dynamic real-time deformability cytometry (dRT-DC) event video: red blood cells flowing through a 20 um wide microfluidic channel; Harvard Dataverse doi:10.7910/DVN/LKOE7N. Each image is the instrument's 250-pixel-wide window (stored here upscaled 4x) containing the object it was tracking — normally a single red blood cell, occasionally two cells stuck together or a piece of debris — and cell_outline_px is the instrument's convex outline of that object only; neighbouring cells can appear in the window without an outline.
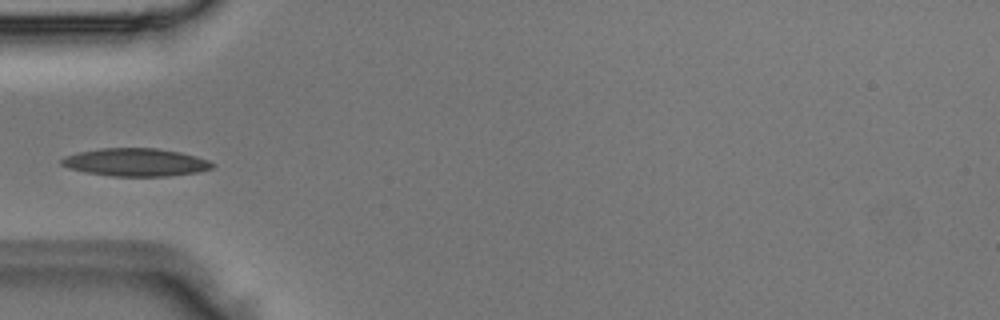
{"species": "Egyptian fruit bat (a non-hibernating species)", "species_latin": "Rousettus aegyptiacus", "temperature_condition": "room temperature", "stored_images_in_passage": 4, "camera_frame_rate_fps": 3000, "um_per_image_px": 0.085, "animal": {"sex": "male"}, "frame": {"image": 1, "passage_image": 3, "time_ms": 0.667, "image_size_px": [1000, 320], "cell_outline_px": [[216, 164], [212, 168], [200, 172], [168, 176], [112, 176], [84, 172], [68, 168], [60, 164], [60, 160], [64, 156], [80, 152], [100, 148], [156, 148], [180, 152], [196, 156], [208, 160]], "centroid_in_image_um": [11.53, 13.79], "position_along_channel_um": 73.5, "area_um2": 24.62}}
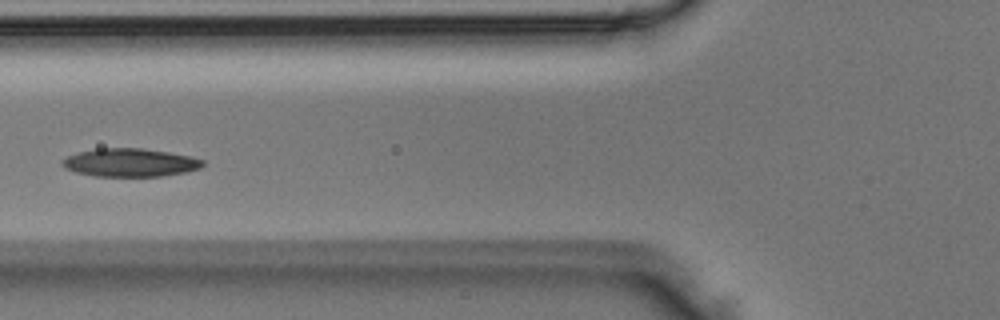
{"frame": {"image": 2, "passage_image": 4, "time_ms": 1.0, "image_size_px": [1000, 320], "cell_outline_px": [[204, 164], [200, 168], [184, 172], [160, 176], [96, 176], [76, 172], [64, 168], [60, 164], [60, 160], [68, 156], [80, 152], [96, 148], [144, 148], [192, 156], [204, 160]], "centroid_in_image_um": [11.04, 13.81], "position_along_channel_um": 114.8, "area_um2": 23.12}}